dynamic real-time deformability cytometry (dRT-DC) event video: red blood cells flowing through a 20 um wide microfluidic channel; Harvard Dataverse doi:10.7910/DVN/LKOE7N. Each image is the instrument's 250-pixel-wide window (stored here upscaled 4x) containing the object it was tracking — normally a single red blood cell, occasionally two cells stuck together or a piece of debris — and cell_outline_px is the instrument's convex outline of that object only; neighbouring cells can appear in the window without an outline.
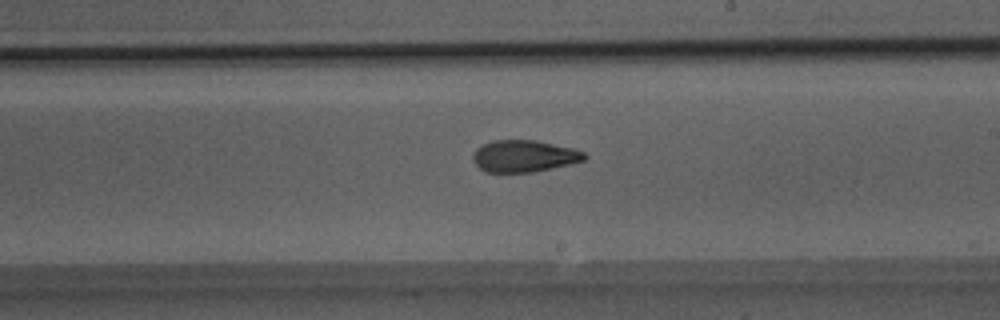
{"species": "Egyptian fruit bat (a non-hibernating species)", "species_latin": "Rousettus aegyptiacus", "temperature_condition": "room temperature", "stored_images_in_passage": 33, "camera_frame_rate_fps": 3000, "um_per_image_px": 0.085, "animal": {"sex": "male"}, "frame": {"image": 1, "passage_image": 15, "time_ms": 4.667, "image_size_px": [1000, 320], "cell_outline_px": [[588, 156], [584, 160], [568, 164], [532, 172], [484, 172], [472, 160], [472, 156], [476, 148], [492, 140], [536, 140], [572, 148], [584, 152]], "centroid_in_image_um": [44.52, 13.26], "position_along_channel_um": 244.5, "area_um2": 20.58}}